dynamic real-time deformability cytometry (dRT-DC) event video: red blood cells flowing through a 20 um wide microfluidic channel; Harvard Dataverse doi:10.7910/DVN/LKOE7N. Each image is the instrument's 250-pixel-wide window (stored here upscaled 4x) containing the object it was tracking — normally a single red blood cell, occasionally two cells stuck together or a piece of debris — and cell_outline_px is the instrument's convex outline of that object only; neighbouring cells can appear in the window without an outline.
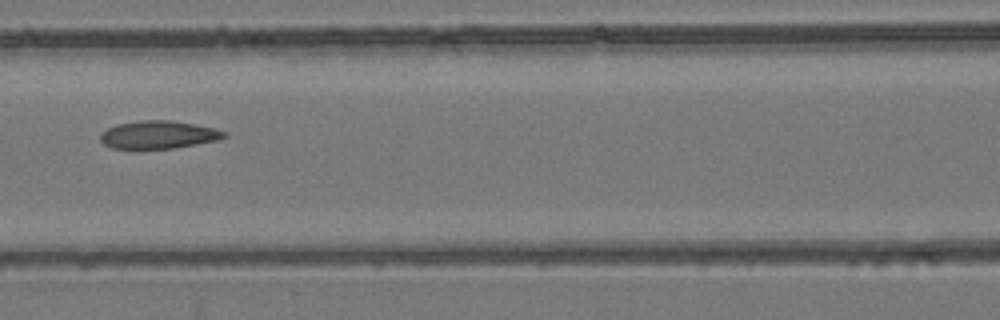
{"species": "common noctule bat (a hibernating species)", "species_latin": "Nyctalus noctula", "temperature_condition": "room temperature", "stored_images_in_passage": 9, "camera_frame_rate_fps": 3000, "um_per_image_px": 0.085, "animal": {"sex": "female", "body_mass_g": 24.6, "forearm_length_mm": 56.2}, "frame": {"image": 1, "passage_image": 8, "time_ms": 2.333, "image_size_px": [1000, 320], "cell_outline_px": [[228, 136], [220, 140], [172, 148], [112, 148], [104, 144], [100, 140], [100, 136], [108, 128], [116, 124], [140, 120], [172, 120], [216, 128], [228, 132]], "centroid_in_image_um": [13.53, 11.44], "position_along_channel_um": 153.1, "area_um2": 20.11}}
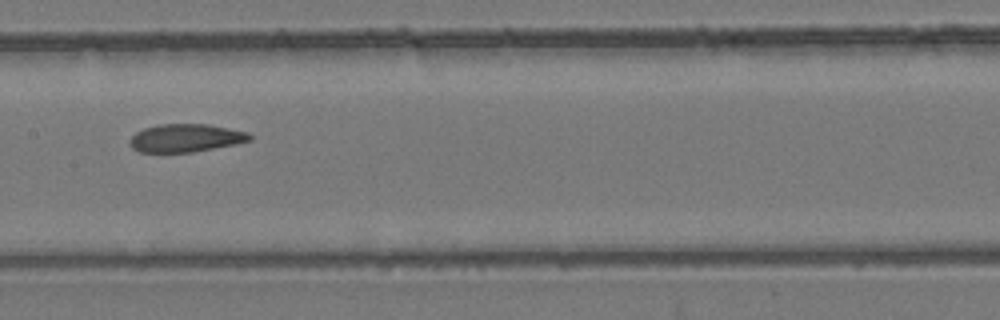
{"frame": {"image": 2, "passage_image": 9, "time_ms": 2.667, "image_size_px": [1000, 320], "cell_outline_px": [[252, 140], [236, 144], [192, 152], [140, 152], [132, 148], [128, 140], [136, 132], [144, 128], [156, 124], [208, 124], [248, 132], [252, 136]], "centroid_in_image_um": [15.78, 11.72], "position_along_channel_um": 191.6, "area_um2": 19.65}}